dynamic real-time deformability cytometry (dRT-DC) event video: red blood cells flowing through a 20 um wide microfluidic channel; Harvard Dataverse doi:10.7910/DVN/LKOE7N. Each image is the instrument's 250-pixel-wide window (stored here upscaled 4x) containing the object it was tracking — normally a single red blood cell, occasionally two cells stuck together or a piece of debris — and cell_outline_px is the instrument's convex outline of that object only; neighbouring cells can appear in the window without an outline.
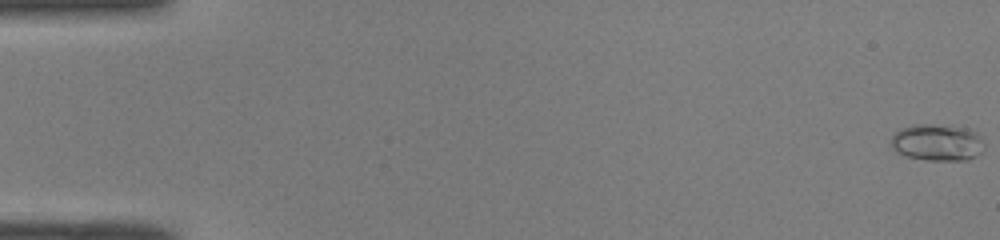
{"species": "common noctule bat (a hibernating species)", "species_latin": "Nyctalus noctula", "temperature_condition": "room temperature", "stored_images_in_passage": 16, "camera_frame_rate_fps": 3000, "um_per_image_px": 0.085, "animal": {"sex": "male", "body_mass_g": 19.0, "forearm_length_mm": 50.8}, "frame": {"image": 1, "passage_image": 1, "time_ms": 0.0, "image_size_px": [1000, 240], "cell_outline_px": [[984, 148], [976, 156], [968, 160], [928, 160], [908, 156], [896, 152], [892, 148], [892, 136], [900, 128], [912, 124], [932, 124], [972, 128], [980, 136], [984, 144]], "centroid_in_image_um": [79.69, 12.09], "position_along_channel_um": 5.3, "area_um2": 20.11}}
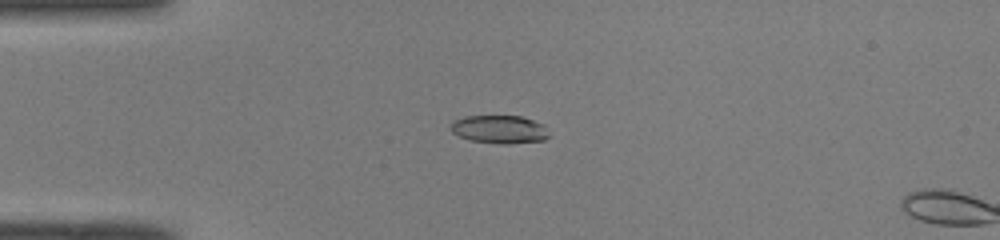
{"frame": {"image": 2, "passage_image": 14, "time_ms": 4.333, "image_size_px": [1000, 240], "cell_outline_px": [[548, 136], [544, 140], [508, 144], [500, 144], [468, 140], [452, 132], [448, 128], [452, 120], [464, 116], [520, 116], [544, 124]], "centroid_in_image_um": [42.39, 10.99], "position_along_channel_um": 42.6, "area_um2": 16.24}}